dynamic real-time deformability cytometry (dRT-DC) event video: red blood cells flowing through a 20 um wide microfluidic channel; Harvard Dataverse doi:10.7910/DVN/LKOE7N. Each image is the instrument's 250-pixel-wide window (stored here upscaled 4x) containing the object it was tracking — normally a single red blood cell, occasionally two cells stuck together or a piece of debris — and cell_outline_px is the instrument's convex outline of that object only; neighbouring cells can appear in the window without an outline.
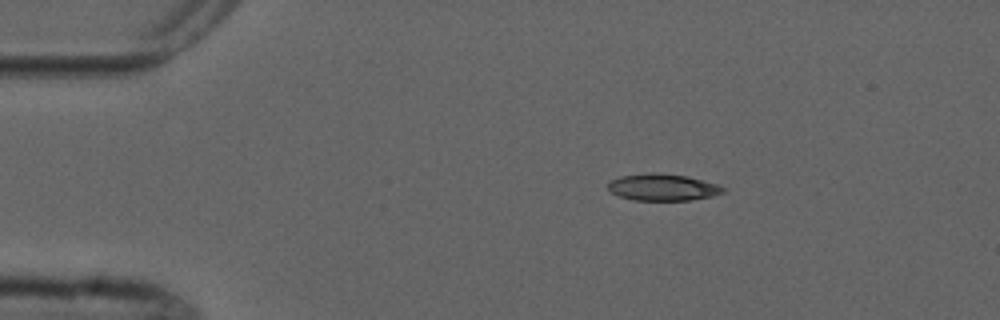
{"species": "common noctule bat (a hibernating species)", "species_latin": "Nyctalus noctula", "temperature_condition": "cold", "stored_images_in_passage": 9, "camera_frame_rate_fps": 3000, "um_per_image_px": 0.085, "animal": {"sex": "male", "forearm_length_mm": 52.5}, "frame": {"image": 1, "passage_image": 1, "time_ms": 0.0, "image_size_px": [1000, 320], "cell_outline_px": [[724, 192], [712, 196], [692, 200], [632, 200], [620, 196], [612, 192], [608, 188], [608, 184], [612, 180], [620, 176], [688, 176], [716, 184], [724, 188]], "centroid_in_image_um": [56.38, 15.98], "position_along_channel_um": 28.6, "area_um2": 16.82}}
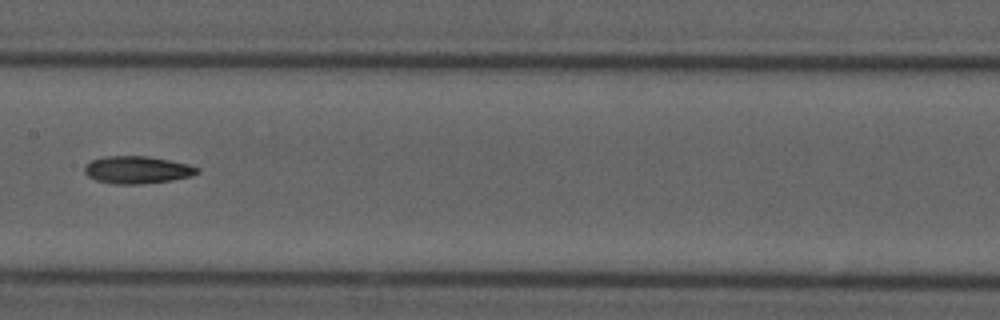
{"frame": {"image": 2, "passage_image": 6, "time_ms": 6.0, "image_size_px": [1000, 320], "cell_outline_px": [[200, 172], [192, 176], [172, 180], [140, 184], [116, 184], [96, 180], [88, 176], [84, 172], [84, 168], [92, 160], [104, 156], [148, 156], [188, 164], [200, 168]], "centroid_in_image_um": [11.69, 14.44], "position_along_channel_um": 195.7, "area_um2": 17.98}}
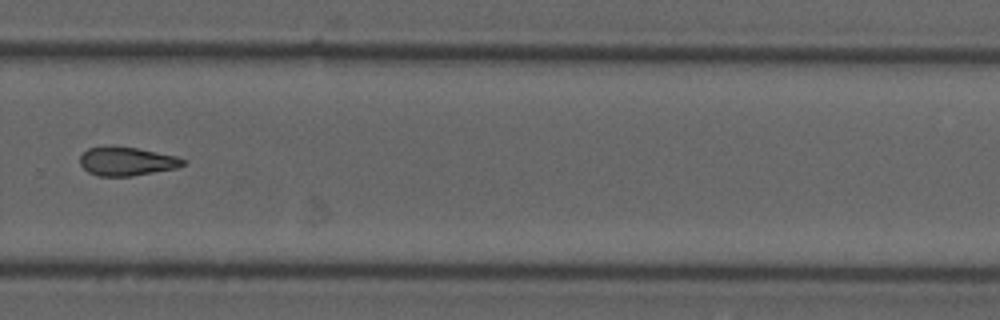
{"frame": {"image": 3, "passage_image": 9, "time_ms": 9.333, "image_size_px": [1000, 320], "cell_outline_px": [[188, 160], [184, 164], [176, 168], [132, 176], [96, 176], [88, 172], [80, 164], [80, 156], [88, 148], [136, 148], [176, 156]], "centroid_in_image_um": [10.79, 13.75], "position_along_channel_um": 319.0, "area_um2": 16.76}}